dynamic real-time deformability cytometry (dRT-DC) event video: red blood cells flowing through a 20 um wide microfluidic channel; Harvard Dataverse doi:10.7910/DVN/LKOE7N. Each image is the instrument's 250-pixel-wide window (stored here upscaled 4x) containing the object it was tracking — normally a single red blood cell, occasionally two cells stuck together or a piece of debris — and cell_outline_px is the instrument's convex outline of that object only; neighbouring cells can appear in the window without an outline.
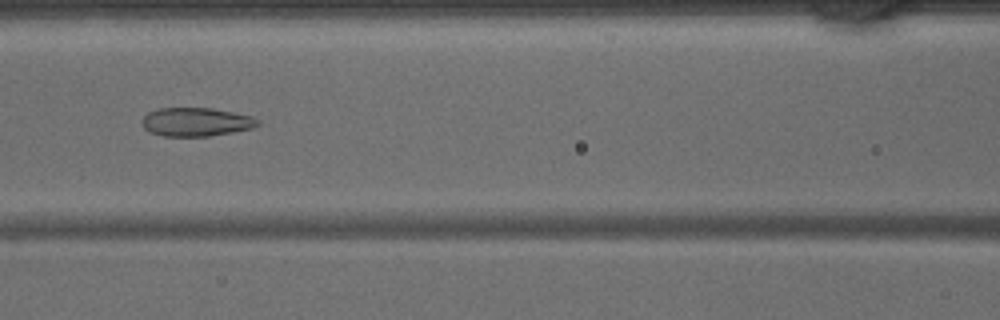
{"species": "common noctule bat (a hibernating species)", "species_latin": "Nyctalus noctula", "temperature_condition": "warm", "stored_images_in_passage": 38, "camera_frame_rate_fps": 3000, "um_per_image_px": 0.085, "animal": {"sex": "male", "body_mass_g": 15.6}, "frame": {"image": 1, "passage_image": 13, "time_ms": 4.0, "image_size_px": [1000, 320], "cell_outline_px": [[260, 124], [252, 128], [232, 132], [208, 136], [164, 136], [148, 132], [144, 128], [144, 116], [148, 112], [160, 108], [212, 108], [252, 116], [260, 120]], "centroid_in_image_um": [16.69, 10.36], "position_along_channel_um": 149.9, "area_um2": 19.19}}
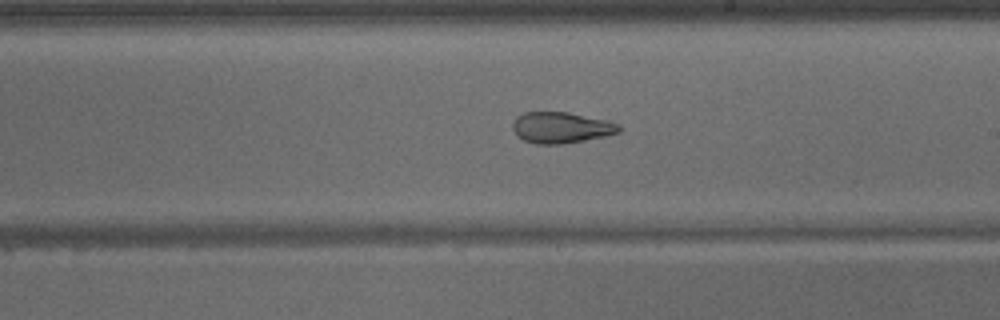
{"frame": {"image": 2, "passage_image": 19, "time_ms": 6.0, "image_size_px": [1000, 320], "cell_outline_px": [[624, 128], [620, 132], [608, 136], [564, 144], [536, 144], [524, 140], [516, 136], [512, 128], [512, 124], [516, 116], [524, 112], [568, 112], [604, 120], [620, 124]], "centroid_in_image_um": [47.71, 10.85], "position_along_channel_um": 241.3, "area_um2": 19.54}}
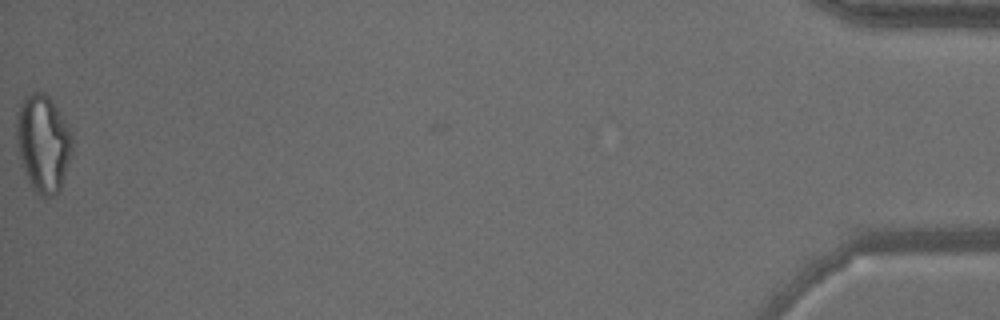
{"frame": {"image": 3, "passage_image": 38, "time_ms": 12.333, "image_size_px": [1000, 320], "cell_outline_px": [[72, 152], [60, 192], [52, 196], [40, 196], [32, 188], [24, 172], [16, 148], [16, 120], [20, 104], [24, 96], [32, 92], [44, 92], [52, 100], [68, 128], [72, 136]], "centroid_in_image_um": [3.64, 12.2], "position_along_channel_um": 431.6, "area_um2": 31.79}}